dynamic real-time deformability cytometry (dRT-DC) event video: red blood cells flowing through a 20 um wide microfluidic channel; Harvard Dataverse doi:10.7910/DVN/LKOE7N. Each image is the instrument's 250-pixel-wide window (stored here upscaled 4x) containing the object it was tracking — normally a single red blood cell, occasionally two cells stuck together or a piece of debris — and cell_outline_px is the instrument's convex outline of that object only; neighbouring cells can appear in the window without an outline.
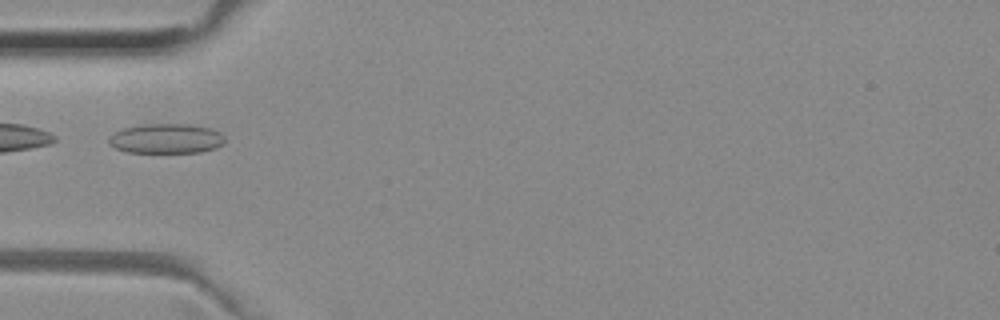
{"species": "common noctule bat (a hibernating species)", "species_latin": "Nyctalus noctula", "temperature_condition": "room temperature", "stored_images_in_passage": 34, "camera_frame_rate_fps": 3000, "um_per_image_px": 0.085, "animal": {"sex": "female", "body_mass_g": 29.2, "forearm_length_mm": 56.3}, "frame": {"image": 1, "passage_image": 1, "time_ms": 0.0, "image_size_px": [1000, 320], "cell_outline_px": [[224, 144], [216, 148], [200, 152], [128, 152], [116, 148], [108, 144], [108, 136], [112, 132], [124, 128], [144, 124], [192, 124], [212, 128], [220, 132], [224, 136]], "centroid_in_image_um": [14.13, 11.77], "position_along_channel_um": 70.9, "area_um2": 20.35}}
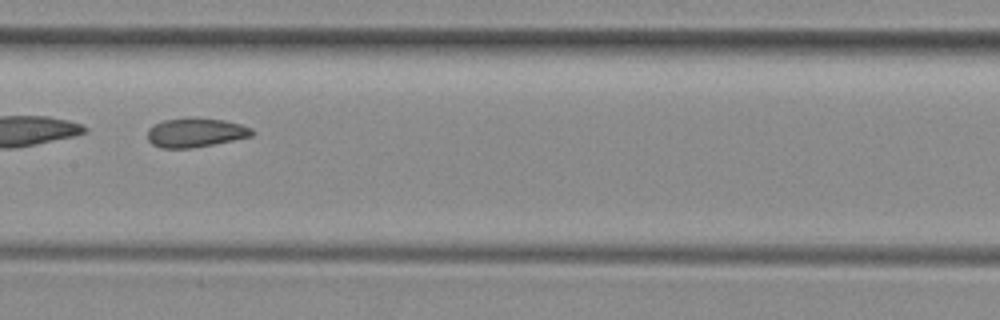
{"frame": {"image": 2, "passage_image": 10, "time_ms": 3.0, "image_size_px": [1000, 320], "cell_outline_px": [[256, 132], [252, 136], [192, 148], [160, 148], [152, 144], [148, 140], [148, 128], [152, 124], [164, 120], [188, 116], [192, 116], [224, 120], [240, 124], [252, 128]], "centroid_in_image_um": [16.6, 11.24], "position_along_channel_um": 190.8, "area_um2": 18.09}}